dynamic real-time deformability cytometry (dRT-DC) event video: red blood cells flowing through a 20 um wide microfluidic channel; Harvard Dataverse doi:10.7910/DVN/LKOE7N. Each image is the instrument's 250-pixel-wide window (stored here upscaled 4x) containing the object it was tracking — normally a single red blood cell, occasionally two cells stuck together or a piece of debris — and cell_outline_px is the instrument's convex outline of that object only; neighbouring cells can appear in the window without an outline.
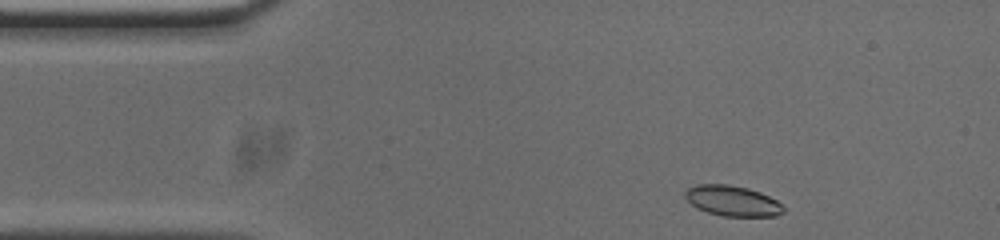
{"species": "common noctule bat (a hibernating species)", "species_latin": "Nyctalus noctula", "temperature_condition": "cold", "stored_images_in_passage": 48, "camera_frame_rate_fps": 3000, "um_per_image_px": 0.085, "animal": {"sex": "male", "body_mass_g": 20.0, "forearm_length_mm": 53.3}, "frame": {"image": 1, "passage_image": 1, "time_ms": 0.0, "image_size_px": [1000, 240], "cell_outline_px": [[784, 212], [776, 216], [724, 216], [708, 212], [696, 208], [684, 196], [684, 192], [688, 188], [696, 184], [728, 184], [748, 188], [760, 192], [776, 200], [784, 208]], "centroid_in_image_um": [62.24, 17.06], "position_along_channel_um": 22.8, "area_um2": 17.4}}
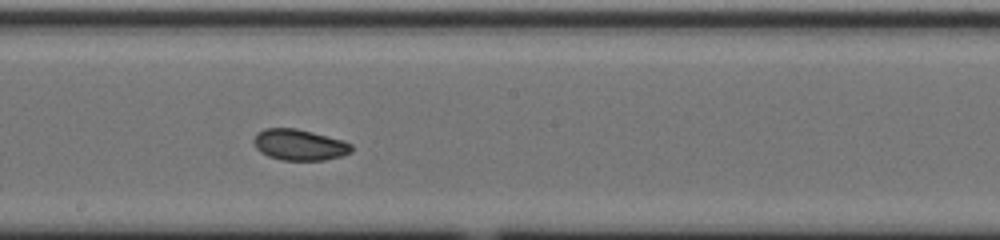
{"frame": {"image": 2, "passage_image": 22, "time_ms": 7.0, "image_size_px": [1000, 240], "cell_outline_px": [[352, 152], [340, 156], [324, 160], [280, 160], [268, 156], [260, 152], [256, 148], [252, 140], [256, 132], [264, 128], [296, 128], [344, 140], [352, 144]], "centroid_in_image_um": [25.42, 12.3], "position_along_channel_um": 222.8, "area_um2": 17.86}}
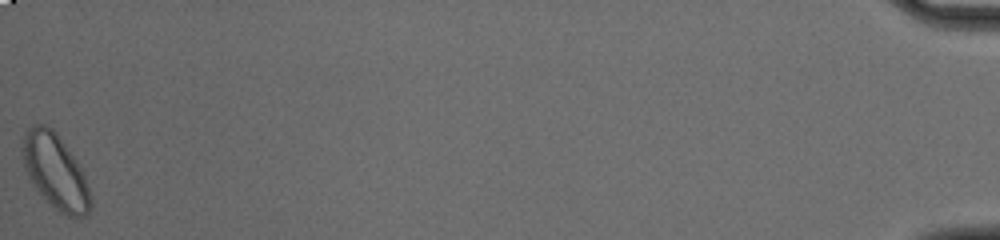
{"frame": {"image": 3, "passage_image": 48, "time_ms": 15.667, "image_size_px": [1000, 240], "cell_outline_px": [[92, 204], [88, 212], [84, 216], [68, 216], [60, 212], [32, 184], [24, 168], [20, 152], [20, 148], [24, 132], [28, 128], [36, 124], [44, 124], [52, 128], [56, 132], [80, 168], [84, 176], [92, 196]], "centroid_in_image_um": [4.66, 14.54], "position_along_channel_um": 430.5, "area_um2": 29.36}, "authors_computed_cell_mechanics": {"area_um2": 18.1203, "velocity_mm_per_s": 3.6774, "shape_relaxation_time_tau1_ms": 6.0806, "shape_relaxation_time_tau2_ms": 4.5379, "deformation_change_tau1": 0.1099, "deformation_change_tau2": 0.0562}}